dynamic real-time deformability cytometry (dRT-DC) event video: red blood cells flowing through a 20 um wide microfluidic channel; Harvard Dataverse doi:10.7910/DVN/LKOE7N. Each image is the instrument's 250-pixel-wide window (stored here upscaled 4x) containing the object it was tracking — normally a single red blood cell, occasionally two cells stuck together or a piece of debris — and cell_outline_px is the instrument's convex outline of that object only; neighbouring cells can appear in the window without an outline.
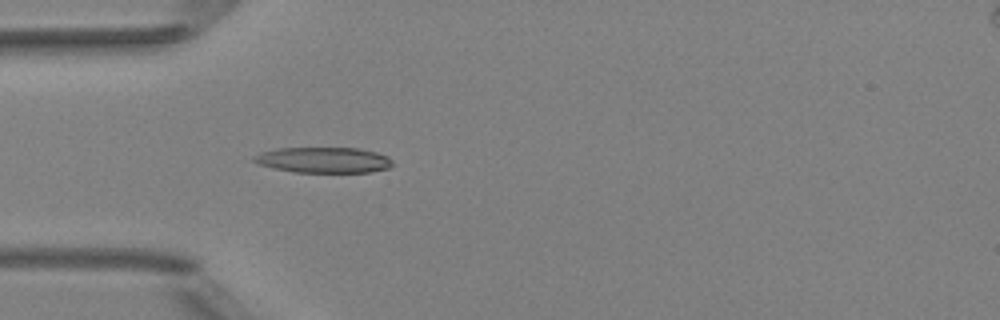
{"species": "Egyptian fruit bat (a non-hibernating species)", "species_latin": "Rousettus aegyptiacus", "temperature_condition": "room temperature", "stored_images_in_passage": 4, "camera_frame_rate_fps": 3000, "um_per_image_px": 0.085, "animal": {"sex": "female"}, "frame": {"image": 1, "passage_image": 4, "time_ms": 4.333, "image_size_px": [1000, 320], "cell_outline_px": [[392, 164], [388, 168], [368, 172], [296, 172], [272, 168], [260, 164], [252, 160], [252, 156], [260, 152], [276, 148], [360, 148], [376, 152], [388, 156], [392, 160]], "centroid_in_image_um": [27.48, 13.59], "position_along_channel_um": 57.5, "area_um2": 20.75}}